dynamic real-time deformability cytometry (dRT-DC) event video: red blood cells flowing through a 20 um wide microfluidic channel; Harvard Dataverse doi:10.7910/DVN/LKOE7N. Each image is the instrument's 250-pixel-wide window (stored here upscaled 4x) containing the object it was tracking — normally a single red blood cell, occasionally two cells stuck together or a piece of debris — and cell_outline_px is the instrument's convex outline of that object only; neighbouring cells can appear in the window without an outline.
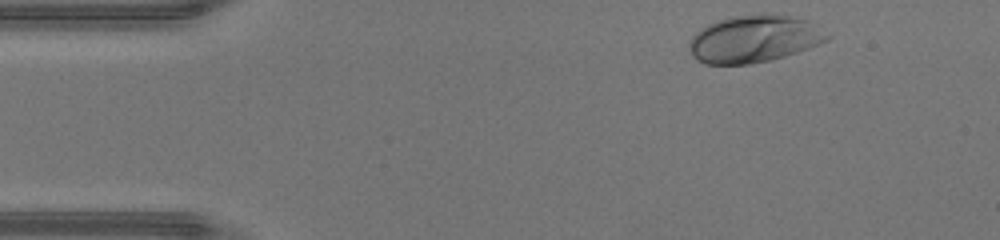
{"species": "human", "species_latin": "Homo sapiens", "temperature_condition": "warm", "stored_images_in_passage": 35, "camera_frame_rate_fps": 3000, "um_per_image_px": 0.085, "donor": {"sex": "male"}, "frame": {"image": 1, "passage_image": 1, "time_ms": 0.0, "image_size_px": [1000, 240], "cell_outline_px": [[832, 36], [828, 40], [820, 44], [784, 56], [768, 60], [748, 64], [704, 64], [696, 60], [692, 56], [688, 48], [688, 44], [692, 36], [700, 28], [716, 20], [728, 16], [764, 12], [768, 12], [792, 16], [808, 20]], "centroid_in_image_um": [64.07, 3.27], "position_along_channel_um": 20.9, "area_um2": 38.61}}
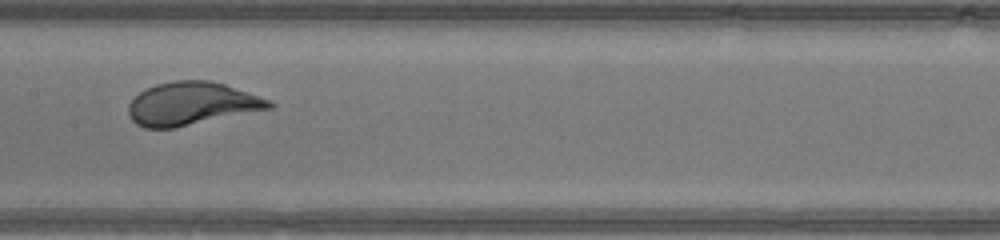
{"frame": {"image": 2, "passage_image": 18, "time_ms": 5.667, "image_size_px": [1000, 240], "cell_outline_px": [[276, 104], [272, 108], [172, 128], [144, 128], [136, 124], [128, 116], [128, 104], [140, 92], [156, 84], [176, 80], [208, 80], [224, 84], [272, 100]], "centroid_in_image_um": [16.29, 8.81], "position_along_channel_um": 191.1, "area_um2": 35.08}}
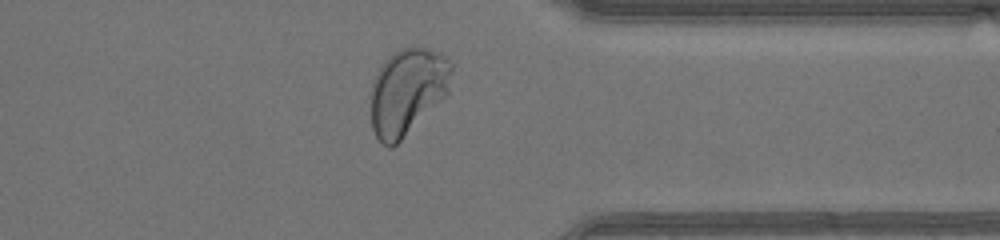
{"frame": {"image": 3, "passage_image": 31, "time_ms": 10.0, "image_size_px": [1000, 240], "cell_outline_px": [[452, 68], [448, 92], [392, 148], [388, 148], [376, 136], [372, 128], [368, 96], [372, 84], [380, 68], [400, 48], [412, 44], [428, 48], [440, 52], [452, 64]], "centroid_in_image_um": [34.6, 7.74], "position_along_channel_um": 376.8, "area_um2": 40.46}, "authors_computed_cell_mechanics": {"area_um2": 35.4892, "velocity_mm_per_s": 4.465, "shape_relaxation_time_tau1_ms": 2.1648, "shape_relaxation_time_tau2_ms": null, "deformation_change_tau1": 0.1593, "deformation_change_tau2": null}}